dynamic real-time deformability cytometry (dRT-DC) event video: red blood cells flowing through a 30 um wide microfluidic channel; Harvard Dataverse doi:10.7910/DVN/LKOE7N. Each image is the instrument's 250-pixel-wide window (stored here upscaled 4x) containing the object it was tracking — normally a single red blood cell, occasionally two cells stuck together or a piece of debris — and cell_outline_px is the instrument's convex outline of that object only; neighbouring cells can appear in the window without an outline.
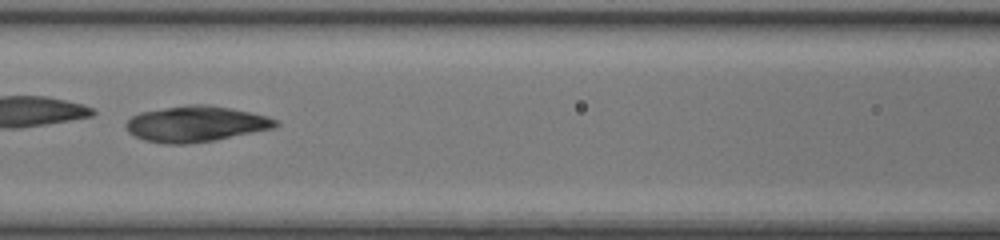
{"species": "common noctule bat (a hibernating species)", "species_latin": "Nyctalus noctula", "temperature_condition": "room temperature", "stored_images_in_passage": 46, "camera_frame_rate_fps": 3000, "um_per_image_px": 0.085, "animal": {"sex": "female", "body_mass_g": 17.0, "forearm_length_mm": 48.0}, "frame": {"image": 1, "passage_image": 20, "time_ms": 6.333, "image_size_px": [1000, 240], "cell_outline_px": [[280, 124], [276, 128], [216, 140], [188, 144], [168, 144], [144, 140], [128, 132], [124, 124], [132, 116], [140, 112], [192, 104], [208, 104], [268, 116], [276, 120]], "centroid_in_image_um": [16.66, 10.54], "position_along_channel_um": 149.9, "area_um2": 31.15}}